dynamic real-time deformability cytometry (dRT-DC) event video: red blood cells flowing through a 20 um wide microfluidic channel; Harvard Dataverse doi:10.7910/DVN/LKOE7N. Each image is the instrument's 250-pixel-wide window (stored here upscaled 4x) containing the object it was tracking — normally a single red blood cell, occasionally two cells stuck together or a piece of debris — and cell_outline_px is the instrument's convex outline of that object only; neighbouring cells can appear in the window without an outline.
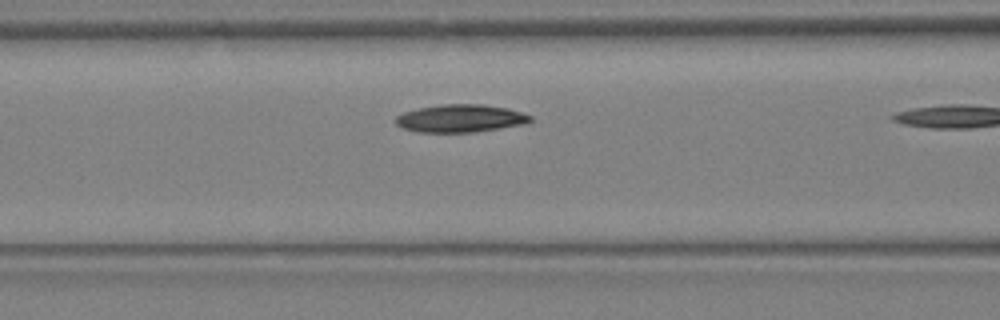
{"species": "Egyptian fruit bat (a non-hibernating species)", "species_latin": "Rousettus aegyptiacus", "temperature_condition": "warm", "stored_images_in_passage": 6, "camera_frame_rate_fps": 3000, "um_per_image_px": 0.085, "animal": {"sex": "female"}, "frame": {"image": 1, "passage_image": 5, "time_ms": 1.333, "image_size_px": [1000, 320], "cell_outline_px": [[532, 120], [524, 124], [500, 128], [472, 132], [416, 132], [404, 128], [396, 124], [396, 116], [404, 112], [420, 108], [444, 104], [484, 104], [508, 108], [532, 116]], "centroid_in_image_um": [39.15, 10.06], "position_along_channel_um": 127.5, "area_um2": 21.62}}